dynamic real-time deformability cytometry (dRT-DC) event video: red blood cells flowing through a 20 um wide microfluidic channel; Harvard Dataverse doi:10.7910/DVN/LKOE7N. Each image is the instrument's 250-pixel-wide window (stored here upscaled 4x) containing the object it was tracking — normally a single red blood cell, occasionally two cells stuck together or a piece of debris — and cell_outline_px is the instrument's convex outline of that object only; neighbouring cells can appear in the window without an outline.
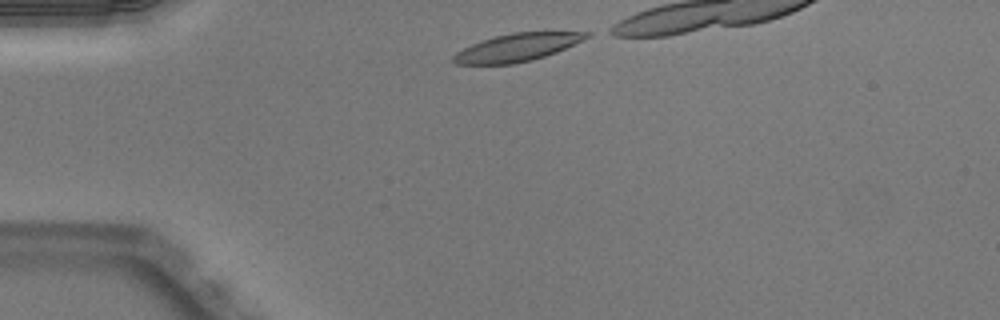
{"species": "Egyptian fruit bat (a non-hibernating species)", "species_latin": "Rousettus aegyptiacus", "temperature_condition": "warm", "stored_images_in_passage": 15, "camera_frame_rate_fps": 3000, "um_per_image_px": 0.085, "animal": {"sex": "male"}, "frame": {"image": 1, "passage_image": 1, "time_ms": 0.0, "image_size_px": [1000, 320], "cell_outline_px": [[592, 36], [556, 52], [532, 60], [512, 64], [456, 64], [448, 60], [456, 52], [472, 44], [496, 36], [512, 32], [592, 32]], "centroid_in_image_um": [43.94, 4.04], "position_along_channel_um": 41.1, "area_um2": 21.44}}
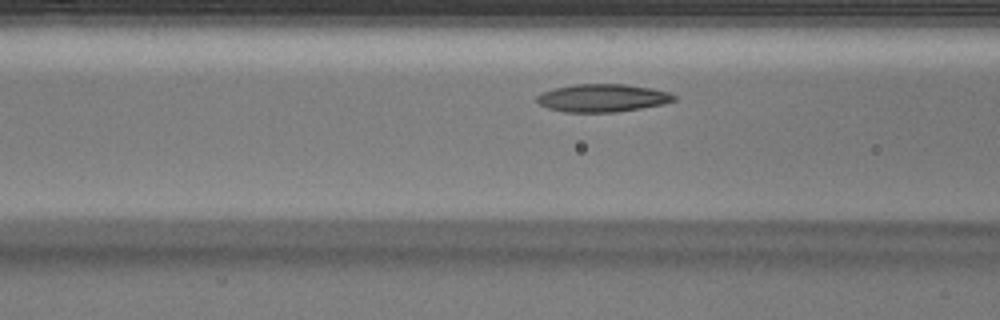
{"frame": {"image": 2, "passage_image": 9, "time_ms": 2.667, "image_size_px": [1000, 320], "cell_outline_px": [[676, 100], [664, 104], [616, 112], [564, 112], [548, 108], [540, 104], [536, 100], [536, 96], [544, 92], [556, 88], [576, 84], [624, 84], [652, 88], [668, 92], [676, 96]], "centroid_in_image_um": [51.24, 8.33], "position_along_channel_um": 115.4, "area_um2": 22.14}}
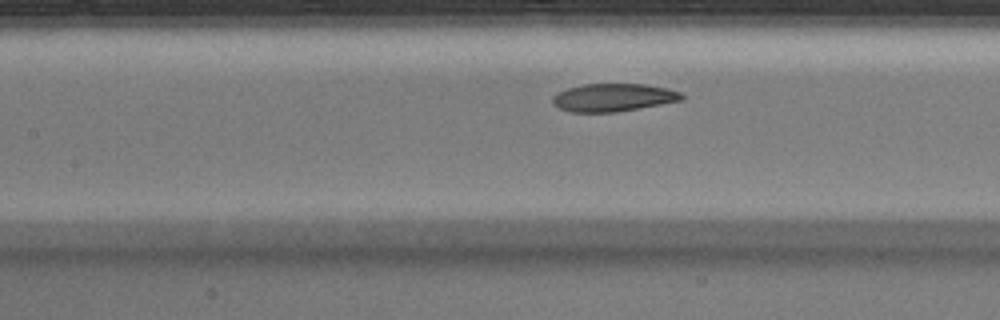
{"frame": {"image": 3, "passage_image": 12, "time_ms": 3.667, "image_size_px": [1000, 320], "cell_outline_px": [[684, 100], [616, 112], [568, 112], [552, 104], [552, 96], [568, 88], [584, 84], [644, 84], [668, 88], [680, 92], [684, 96]], "centroid_in_image_um": [52.14, 8.29], "position_along_channel_um": 155.3, "area_um2": 20.98}}